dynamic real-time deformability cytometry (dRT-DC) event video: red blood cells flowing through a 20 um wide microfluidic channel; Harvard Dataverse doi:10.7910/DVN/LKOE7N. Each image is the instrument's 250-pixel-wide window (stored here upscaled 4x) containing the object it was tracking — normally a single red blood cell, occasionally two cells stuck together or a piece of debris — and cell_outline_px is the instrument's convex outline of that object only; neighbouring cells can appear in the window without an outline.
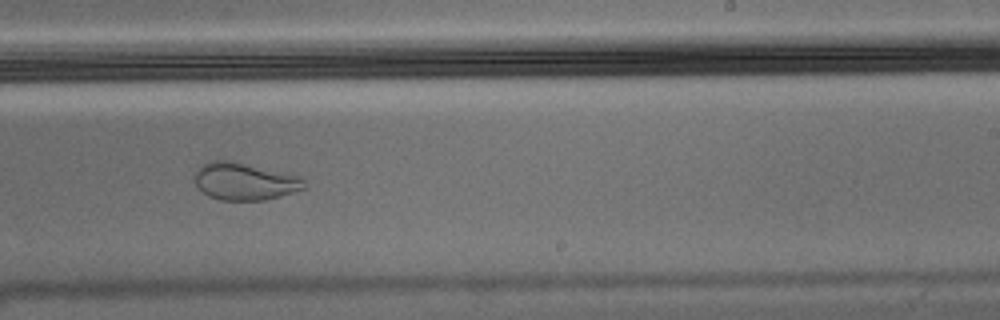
{"species": "Egyptian fruit bat (a non-hibernating species)", "species_latin": "Rousettus aegyptiacus", "temperature_condition": "warm", "stored_images_in_passage": 54, "camera_frame_rate_fps": 3000, "um_per_image_px": 0.085, "animal": {"sex": "male"}, "frame": {"image": 1, "passage_image": 33, "time_ms": 10.667, "image_size_px": [1000, 320], "cell_outline_px": [[308, 188], [280, 196], [264, 200], [220, 200], [208, 196], [192, 180], [192, 176], [200, 164], [212, 160], [228, 160], [292, 172], [304, 176]], "centroid_in_image_um": [20.86, 15.39], "position_along_channel_um": 268.1, "area_um2": 24.74}}
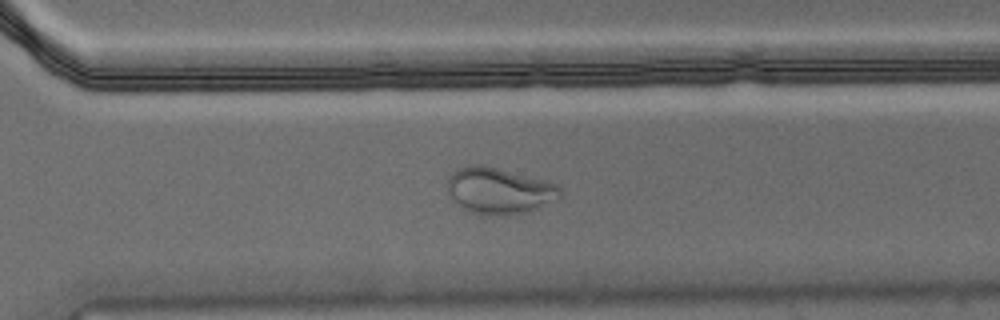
{"frame": {"image": 2, "passage_image": 38, "time_ms": 12.333, "image_size_px": [1000, 320], "cell_outline_px": [[560, 200], [528, 212], [504, 216], [492, 216], [472, 212], [448, 196], [448, 176], [456, 168], [468, 164], [484, 164], [548, 180], [556, 184], [560, 188]], "centroid_in_image_um": [42.46, 16.19], "position_along_channel_um": 328.1, "area_um2": 31.04}}
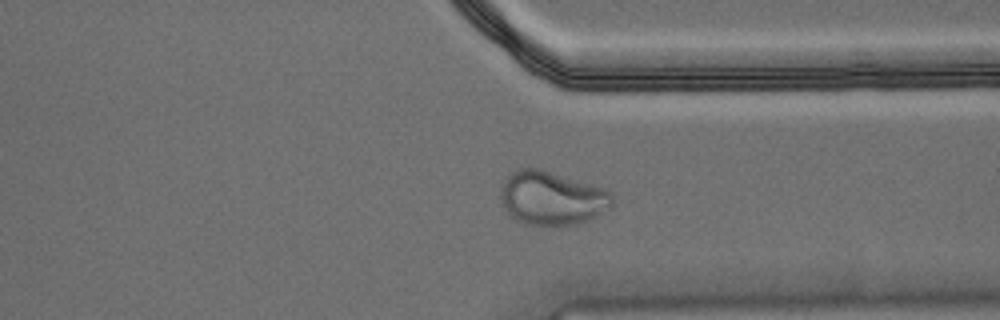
{"frame": {"image": 3, "passage_image": 41, "time_ms": 13.333, "image_size_px": [1000, 320], "cell_outline_px": [[612, 204], [588, 220], [572, 224], [524, 224], [516, 220], [504, 208], [500, 196], [500, 188], [504, 180], [512, 172], [520, 168], [540, 168], [592, 184], [604, 188], [612, 196]], "centroid_in_image_um": [46.85, 16.81], "position_along_channel_um": 364.5, "area_um2": 34.39}}